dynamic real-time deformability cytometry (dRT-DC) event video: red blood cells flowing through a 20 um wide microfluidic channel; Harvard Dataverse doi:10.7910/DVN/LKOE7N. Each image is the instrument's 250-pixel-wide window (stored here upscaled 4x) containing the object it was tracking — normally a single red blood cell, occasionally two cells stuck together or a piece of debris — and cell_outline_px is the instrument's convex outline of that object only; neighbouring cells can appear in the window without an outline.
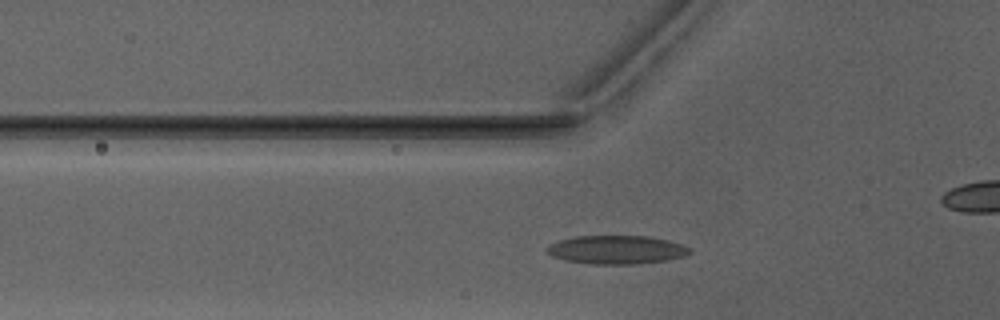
{"species": "Egyptian fruit bat (a non-hibernating species)", "species_latin": "Rousettus aegyptiacus", "temperature_condition": "warm", "stored_images_in_passage": 36, "camera_frame_rate_fps": 3000, "um_per_image_px": 0.085, "animal": {"sex": "male"}, "frame": {"image": 1, "passage_image": 12, "time_ms": 3.667, "image_size_px": [1000, 320], "cell_outline_px": [[692, 252], [684, 256], [668, 260], [640, 264], [588, 264], [564, 260], [552, 256], [544, 248], [548, 244], [556, 240], [576, 236], [648, 236], [668, 240], [692, 248]], "centroid_in_image_um": [52.38, 21.23], "position_along_channel_um": 73.4, "area_um2": 24.1}}
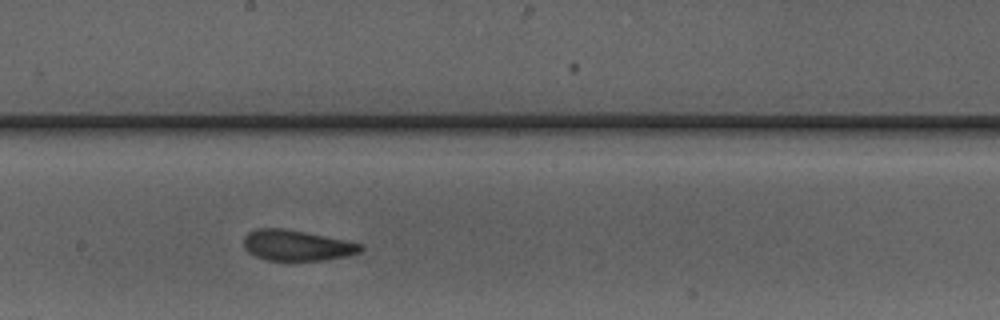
{"frame": {"image": 2, "passage_image": 23, "time_ms": 7.333, "image_size_px": [1000, 320], "cell_outline_px": [[364, 248], [360, 252], [344, 256], [324, 260], [268, 260], [256, 256], [248, 252], [244, 248], [244, 236], [248, 232], [256, 228], [284, 228], [348, 240], [364, 244]], "centroid_in_image_um": [25.24, 20.84], "position_along_channel_um": 223.0, "area_um2": 20.98}}
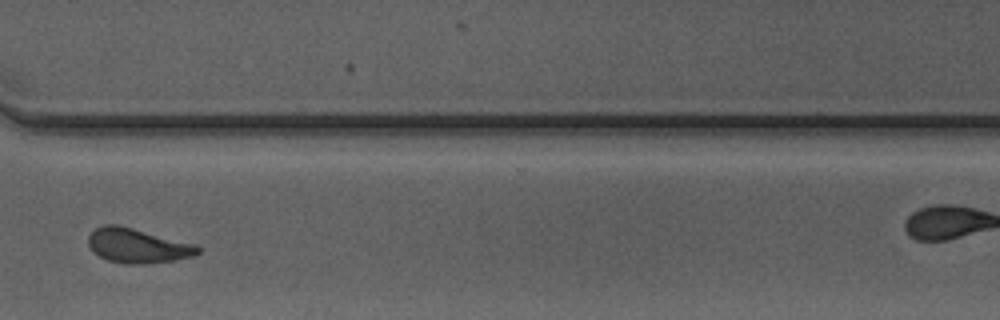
{"frame": {"image": 3, "passage_image": 33, "time_ms": 10.667, "image_size_px": [1000, 320], "cell_outline_px": [[200, 252], [192, 256], [176, 260], [144, 264], [128, 264], [108, 260], [92, 252], [88, 244], [88, 236], [96, 228], [104, 224], [120, 224], [196, 244], [200, 248]], "centroid_in_image_um": [11.69, 20.87], "position_along_channel_um": 358.9, "area_um2": 22.25}, "authors_computed_cell_mechanics": {"area_um2": 21.2993, "velocity_mm_per_s": 4.0753, "shape_relaxation_time_tau1_ms": 8.0647, "shape_relaxation_time_tau2_ms": 1.8653, "deformation_change_tau1": 0.1964, "deformation_change_tau2": 0.0812}}